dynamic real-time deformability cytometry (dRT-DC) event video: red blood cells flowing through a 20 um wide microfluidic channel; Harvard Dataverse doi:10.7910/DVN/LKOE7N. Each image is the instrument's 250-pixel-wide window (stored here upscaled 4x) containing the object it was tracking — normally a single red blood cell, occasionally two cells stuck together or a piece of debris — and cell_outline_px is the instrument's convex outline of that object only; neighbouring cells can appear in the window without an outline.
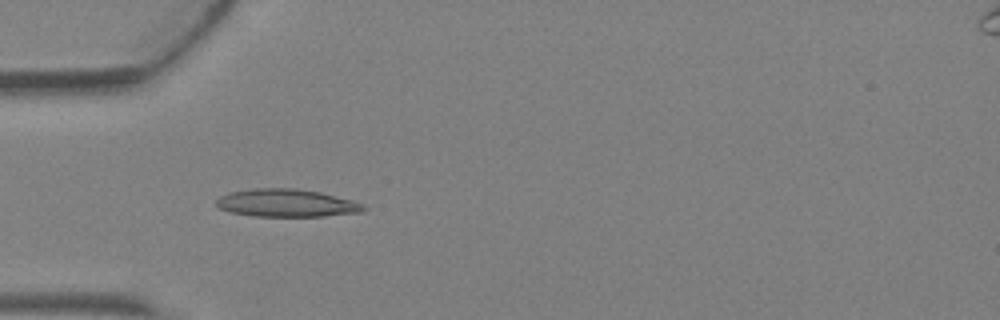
{"species": "Egyptian fruit bat (a non-hibernating species)", "species_latin": "Rousettus aegyptiacus", "temperature_condition": "warm", "stored_images_in_passage": 4, "camera_frame_rate_fps": 3000, "um_per_image_px": 0.085, "animal": {"sex": "female"}, "frame": {"image": 1, "passage_image": 4, "time_ms": 1.0, "image_size_px": [1000, 320], "cell_outline_px": [[368, 208], [360, 212], [324, 216], [252, 216], [232, 212], [220, 208], [216, 204], [216, 200], [220, 196], [232, 192], [256, 188], [292, 188], [320, 192], [352, 200], [364, 204]], "centroid_in_image_um": [24.38, 17.26], "position_along_channel_um": 60.6, "area_um2": 23.64}}